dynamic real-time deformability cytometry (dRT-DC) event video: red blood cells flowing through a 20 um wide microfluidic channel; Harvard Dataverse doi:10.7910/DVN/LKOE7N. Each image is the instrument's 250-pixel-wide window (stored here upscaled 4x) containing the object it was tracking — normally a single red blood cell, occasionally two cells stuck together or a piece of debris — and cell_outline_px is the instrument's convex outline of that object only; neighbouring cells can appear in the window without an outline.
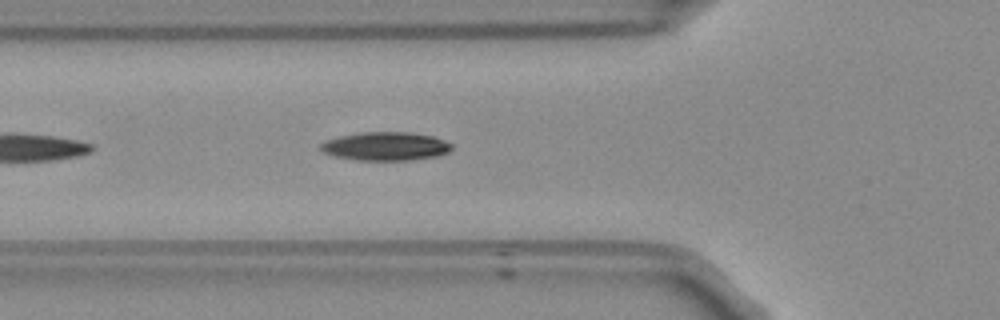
{"species": "Egyptian fruit bat (a non-hibernating species)", "species_latin": "Rousettus aegyptiacus", "temperature_condition": "room temperature", "stored_images_in_passage": 38, "camera_frame_rate_fps": 3000, "um_per_image_px": 0.085, "frame": {"image": 1, "passage_image": 6, "time_ms": 1.667, "image_size_px": [1000, 320], "cell_outline_px": [[452, 148], [448, 152], [440, 156], [412, 160], [360, 160], [336, 156], [324, 152], [320, 148], [320, 144], [328, 140], [340, 136], [360, 132], [408, 132], [432, 136], [444, 140], [452, 144]], "centroid_in_image_um": [32.83, 12.43], "position_along_channel_um": 93.0, "area_um2": 21.68}, "authors_computed_cell_mechanics": {"area_um2": 24.1315, "velocity_mm_per_s": 3.7806, "shape_relaxation_time_tau1_ms": null, "shape_relaxation_time_tau2_ms": 3.0617, "deformation_change_tau1": null, "deformation_change_tau2": 0.0903}}